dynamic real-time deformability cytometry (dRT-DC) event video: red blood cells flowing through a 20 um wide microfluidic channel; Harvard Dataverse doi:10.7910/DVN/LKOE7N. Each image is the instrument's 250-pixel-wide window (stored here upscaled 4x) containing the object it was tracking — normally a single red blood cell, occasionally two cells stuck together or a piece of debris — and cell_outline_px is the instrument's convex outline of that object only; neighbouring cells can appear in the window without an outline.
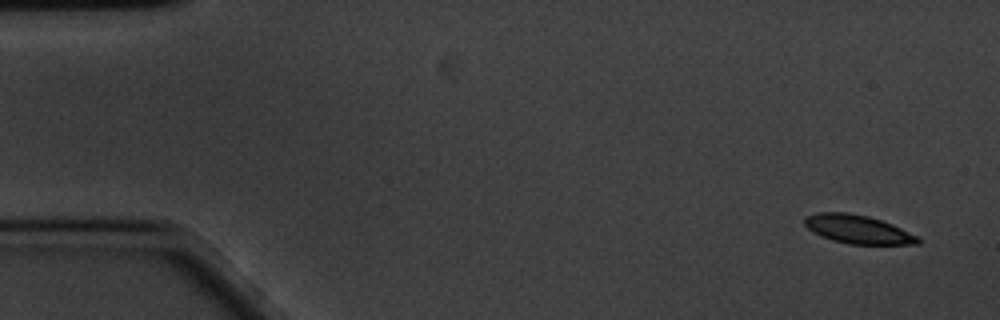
{"species": "common noctule bat (a hibernating species)", "species_latin": "Nyctalus noctula", "temperature_condition": "cold", "stored_images_in_passage": 32, "camera_frame_rate_fps": 3000, "um_per_image_px": 0.085, "animal": {"sex": "male", "body_mass_g": 20.1, "forearm_length_mm": 53.5}, "frame": {"image": 1, "passage_image": 2, "time_ms": 0.333, "image_size_px": [1000, 320], "cell_outline_px": [[920, 244], [848, 244], [832, 240], [820, 236], [812, 232], [804, 224], [804, 216], [816, 212], [848, 212], [868, 216], [892, 224], [916, 236], [920, 240]], "centroid_in_image_um": [72.85, 19.48], "position_along_channel_um": 12.2, "area_um2": 18.84}}
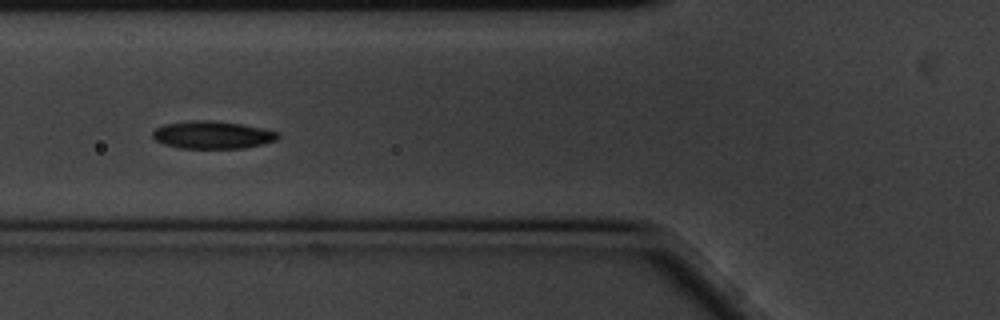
{"frame": {"image": 2, "passage_image": 21, "time_ms": 6.667, "image_size_px": [1000, 320], "cell_outline_px": [[280, 136], [276, 140], [244, 148], [180, 148], [164, 144], [156, 140], [152, 136], [152, 132], [156, 128], [164, 124], [192, 120], [212, 120], [244, 124], [280, 132]], "centroid_in_image_um": [18.06, 11.45], "position_along_channel_um": 107.7, "area_um2": 20.23}}
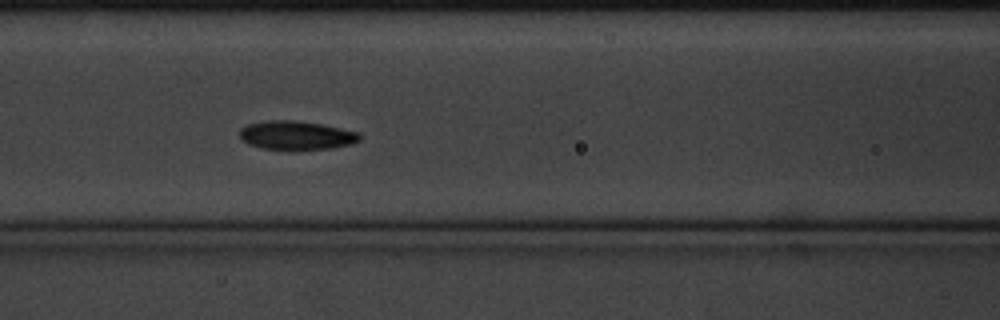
{"frame": {"image": 3, "passage_image": 24, "time_ms": 7.667, "image_size_px": [1000, 320], "cell_outline_px": [[360, 140], [352, 144], [332, 148], [296, 152], [264, 148], [248, 144], [240, 140], [240, 128], [248, 124], [268, 120], [292, 120], [324, 124], [360, 132]], "centroid_in_image_um": [25.21, 11.53], "position_along_channel_um": 141.4, "area_um2": 20.87}}